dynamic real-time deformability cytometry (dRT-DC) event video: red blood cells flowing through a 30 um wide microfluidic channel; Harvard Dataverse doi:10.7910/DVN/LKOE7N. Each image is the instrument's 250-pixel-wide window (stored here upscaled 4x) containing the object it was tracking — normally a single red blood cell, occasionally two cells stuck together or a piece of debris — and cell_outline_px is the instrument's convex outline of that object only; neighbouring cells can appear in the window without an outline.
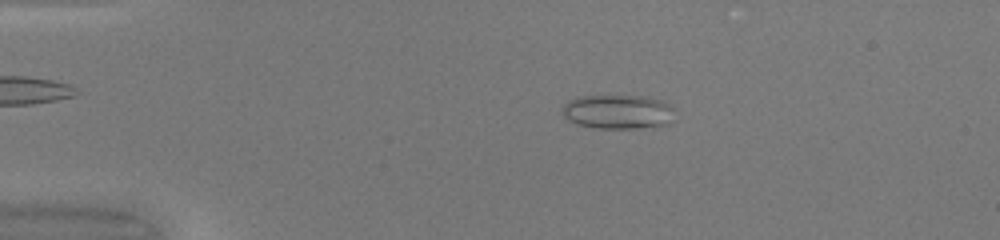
{"species": "common noctule bat (a hibernating species)", "species_latin": "Nyctalus noctula", "temperature_condition": "warm", "stored_images_in_passage": 49, "camera_frame_rate_fps": 3000, "um_per_image_px": 0.085, "animal": {"sex": "female", "body_mass_g": 20.0, "forearm_length_mm": 54.0}, "frame": {"image": 1, "passage_image": 10, "time_ms": 3.0, "image_size_px": [1000, 240], "cell_outline_px": [[676, 120], [668, 124], [636, 128], [592, 128], [576, 124], [568, 120], [560, 112], [564, 104], [568, 100], [580, 96], [644, 96], [664, 100], [676, 108]], "centroid_in_image_um": [52.58, 9.5], "position_along_channel_um": 32.4, "area_um2": 23.06}}
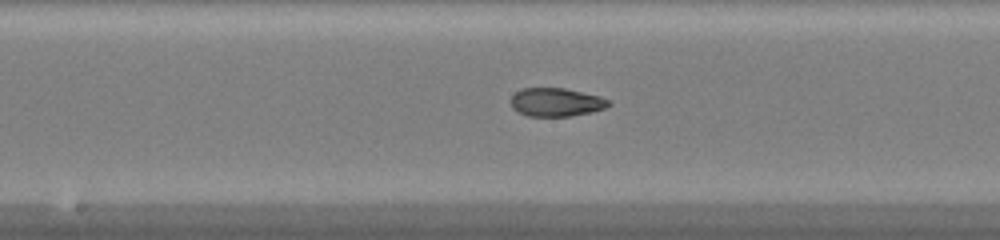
{"frame": {"image": 2, "passage_image": 26, "time_ms": 8.333, "image_size_px": [1000, 240], "cell_outline_px": [[612, 104], [604, 108], [592, 112], [568, 116], [528, 116], [512, 108], [512, 96], [520, 88], [564, 88], [600, 96], [608, 100]], "centroid_in_image_um": [47.28, 8.68], "position_along_channel_um": 200.9, "area_um2": 16.07}}
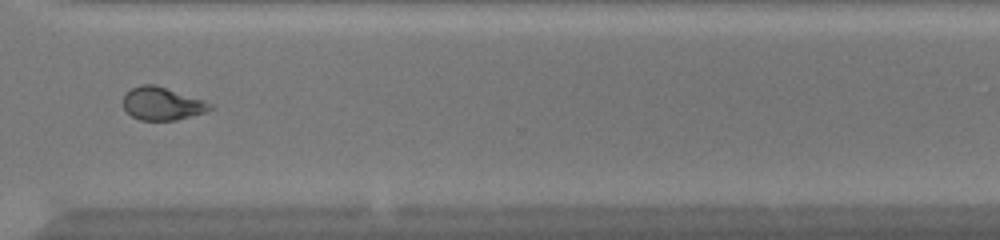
{"frame": {"image": 3, "passage_image": 37, "time_ms": 12.0, "image_size_px": [1000, 240], "cell_outline_px": [[212, 108], [204, 112], [176, 120], [140, 120], [132, 116], [124, 108], [124, 96], [132, 88], [140, 84], [156, 84], [204, 100], [212, 104]], "centroid_in_image_um": [13.78, 8.8], "position_along_channel_um": 356.8, "area_um2": 16.53}, "authors_computed_cell_mechanics": {"area_um2": 17.9758, "velocity_mm_per_s": 4.2488, "shape_relaxation_time_tau1_ms": null, "shape_relaxation_time_tau2_ms": 1.6582, "deformation_change_tau1": null, "deformation_change_tau2": 0.0788}}